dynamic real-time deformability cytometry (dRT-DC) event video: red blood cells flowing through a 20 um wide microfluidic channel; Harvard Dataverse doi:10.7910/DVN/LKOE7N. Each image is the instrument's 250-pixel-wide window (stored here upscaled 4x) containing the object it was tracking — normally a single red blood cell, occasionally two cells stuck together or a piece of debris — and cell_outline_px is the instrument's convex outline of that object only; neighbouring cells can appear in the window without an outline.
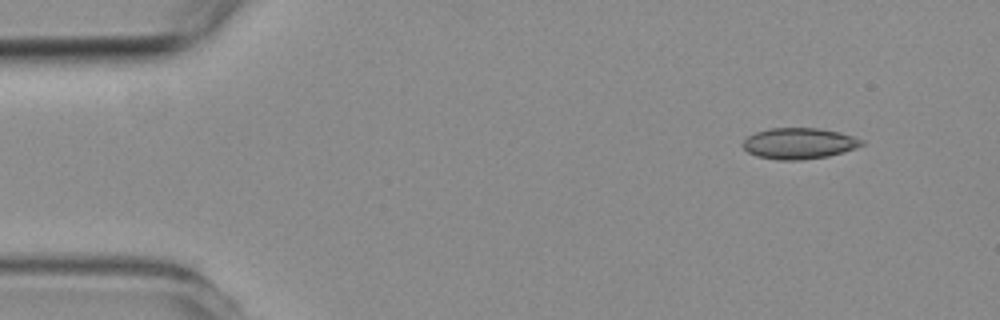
{"species": "common noctule bat (a hibernating species)", "species_latin": "Nyctalus noctula", "temperature_condition": "room temperature", "stored_images_in_passage": 5, "camera_frame_rate_fps": 3000, "um_per_image_px": 0.085, "animal": {"sex": "female", "body_mass_g": 19.3, "forearm_length_mm": 54.1}, "frame": {"image": 1, "passage_image": 1, "time_ms": 0.0, "image_size_px": [1000, 320], "cell_outline_px": [[864, 144], [856, 148], [844, 152], [828, 156], [800, 160], [780, 160], [756, 156], [748, 152], [744, 148], [744, 140], [748, 136], [756, 132], [768, 128], [820, 128], [840, 132], [864, 140]], "centroid_in_image_um": [67.94, 12.19], "position_along_channel_um": 17.1, "area_um2": 21.5}}
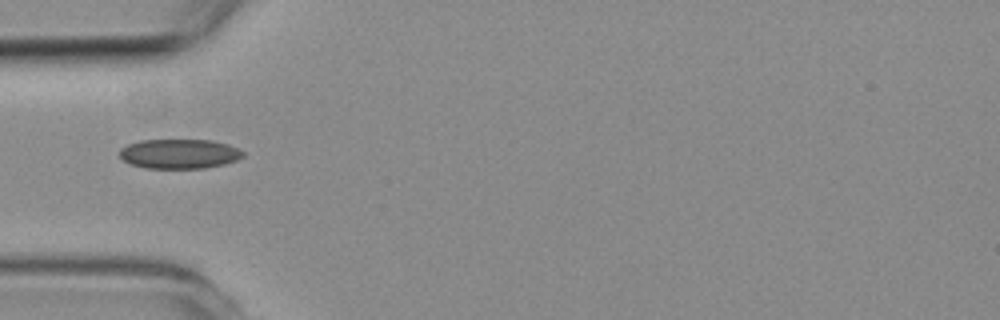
{"frame": {"image": 2, "passage_image": 4, "time_ms": 3.667, "image_size_px": [1000, 320], "cell_outline_px": [[244, 156], [236, 160], [224, 164], [204, 168], [144, 168], [132, 164], [124, 160], [120, 156], [120, 148], [128, 144], [140, 140], [208, 140], [228, 144], [244, 152]], "centroid_in_image_um": [15.23, 13.07], "position_along_channel_um": 69.8, "area_um2": 21.15}}
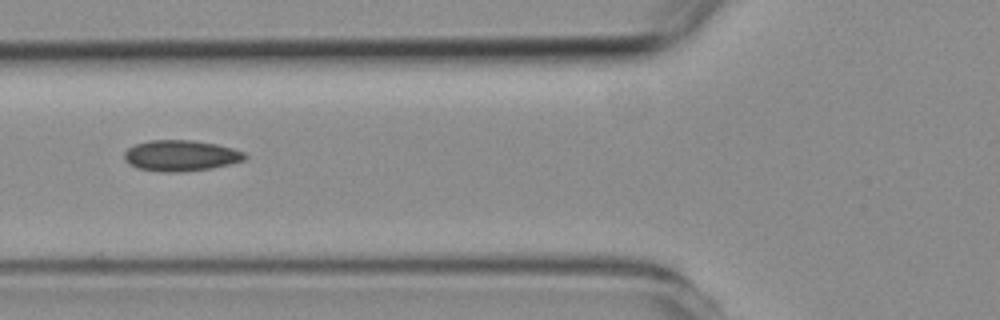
{"frame": {"image": 3, "passage_image": 5, "time_ms": 4.667, "image_size_px": [1000, 320], "cell_outline_px": [[248, 156], [244, 160], [232, 164], [212, 168], [184, 172], [160, 172], [136, 168], [128, 164], [124, 160], [124, 152], [128, 148], [136, 144], [152, 140], [188, 140], [216, 144], [232, 148], [244, 152]], "centroid_in_image_um": [15.36, 13.24], "position_along_channel_um": 110.4, "area_um2": 21.91}}